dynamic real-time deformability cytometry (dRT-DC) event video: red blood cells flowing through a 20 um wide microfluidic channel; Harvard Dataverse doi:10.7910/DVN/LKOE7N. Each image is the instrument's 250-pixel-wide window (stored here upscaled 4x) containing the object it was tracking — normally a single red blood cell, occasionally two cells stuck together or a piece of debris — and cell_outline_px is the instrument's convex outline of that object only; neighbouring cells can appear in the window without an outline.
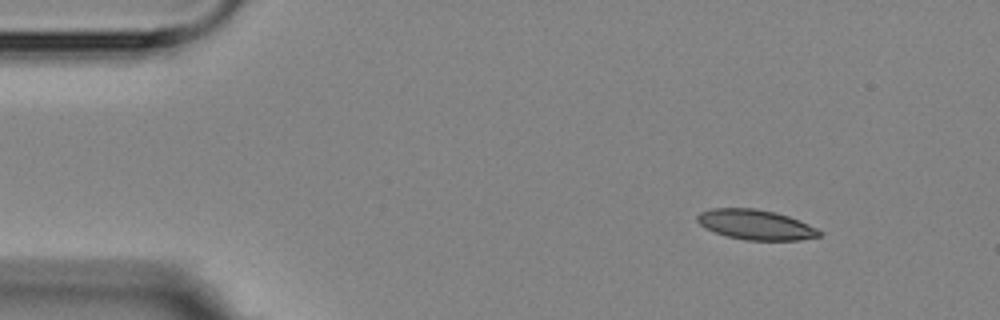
{"species": "Egyptian fruit bat (a non-hibernating species)", "species_latin": "Rousettus aegyptiacus", "temperature_condition": "room temperature", "stored_images_in_passage": 7, "camera_frame_rate_fps": 3000, "um_per_image_px": 0.085, "animal": {"sex": "female"}, "frame": {"image": 1, "passage_image": 1, "time_ms": 0.0, "image_size_px": [1000, 320], "cell_outline_px": [[824, 232], [820, 236], [800, 240], [744, 240], [728, 236], [716, 232], [700, 224], [696, 220], [696, 216], [700, 212], [712, 208], [756, 208], [776, 212], [788, 216], [808, 224]], "centroid_in_image_um": [64.25, 19.09], "position_along_channel_um": 20.7, "area_um2": 21.27}}
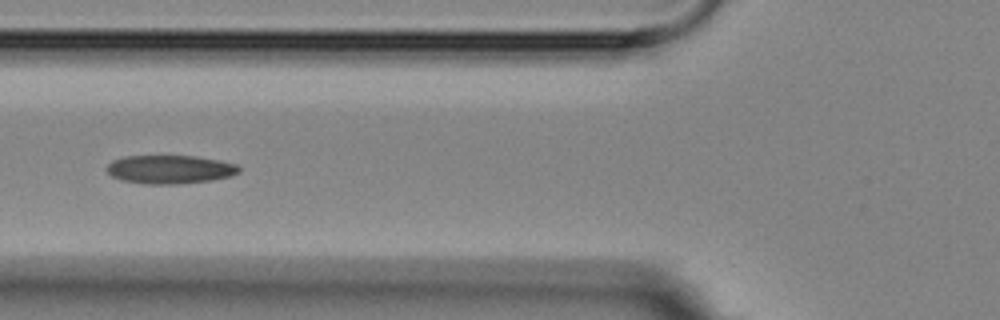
{"frame": {"image": 2, "passage_image": 5, "time_ms": 4.667, "image_size_px": [1000, 320], "cell_outline_px": [[240, 172], [232, 176], [212, 180], [176, 184], [144, 184], [120, 180], [112, 176], [108, 172], [108, 164], [112, 160], [124, 156], [196, 156], [220, 160], [236, 164], [240, 168]], "centroid_in_image_um": [14.46, 14.4], "position_along_channel_um": 111.3, "area_um2": 22.08}}
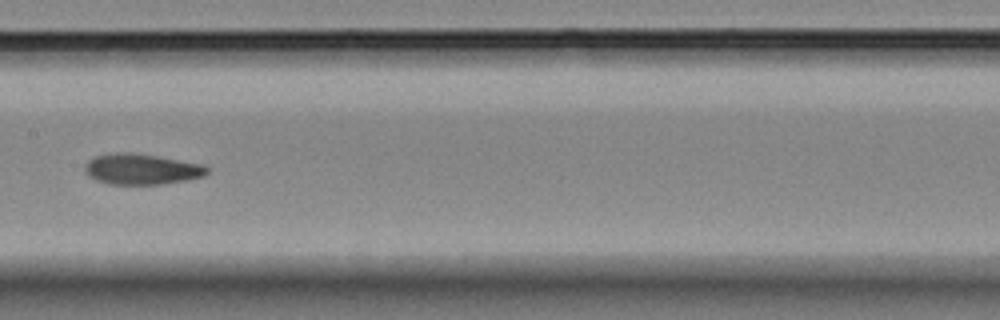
{"frame": {"image": 3, "passage_image": 7, "time_ms": 7.0, "image_size_px": [1000, 320], "cell_outline_px": [[208, 172], [204, 176], [188, 180], [160, 184], [108, 184], [96, 180], [88, 176], [84, 172], [84, 164], [88, 160], [96, 156], [116, 152], [132, 152], [156, 156], [200, 164], [208, 168]], "centroid_in_image_um": [11.98, 14.38], "position_along_channel_um": 195.4, "area_um2": 21.85}}